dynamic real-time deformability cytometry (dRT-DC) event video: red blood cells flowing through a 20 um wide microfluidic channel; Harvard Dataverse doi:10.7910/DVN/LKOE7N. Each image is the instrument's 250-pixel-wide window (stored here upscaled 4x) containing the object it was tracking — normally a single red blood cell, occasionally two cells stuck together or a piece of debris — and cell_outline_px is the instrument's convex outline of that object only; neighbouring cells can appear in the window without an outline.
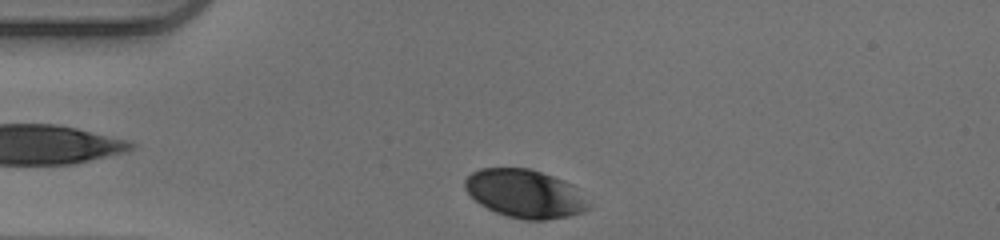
{"species": "human", "species_latin": "Homo sapiens", "temperature_condition": "warm", "stored_images_in_passage": 35, "camera_frame_rate_fps": 3000, "um_per_image_px": 0.085, "donor": {"sex": "male"}, "frame": {"image": 1, "passage_image": 1, "time_ms": 0.0, "image_size_px": [1000, 240], "cell_outline_px": [[588, 208], [584, 212], [568, 216], [544, 220], [524, 220], [508, 216], [496, 212], [480, 204], [464, 188], [464, 180], [472, 172], [480, 168], [528, 168], [564, 180], [572, 184], [576, 188], [588, 204]], "centroid_in_image_um": [44.6, 16.46], "position_along_channel_um": 40.4, "area_um2": 34.45}}
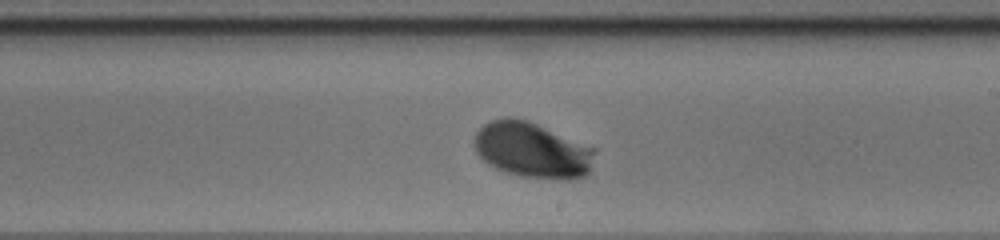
{"frame": {"image": 2, "passage_image": 19, "time_ms": 6.0, "image_size_px": [1000, 240], "cell_outline_px": [[596, 148], [588, 172], [584, 176], [572, 180], [556, 180], [520, 176], [496, 168], [488, 164], [476, 152], [472, 144], [472, 140], [476, 132], [484, 124], [492, 120], [504, 116], [512, 116], [528, 120]], "centroid_in_image_um": [45.21, 12.75], "position_along_channel_um": 243.8, "area_um2": 39.42}}
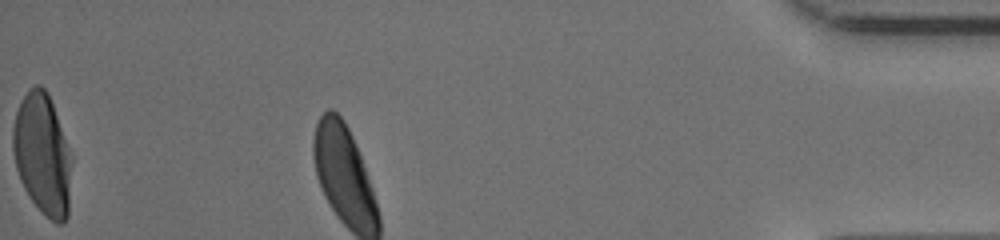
{"frame": {"image": 3, "passage_image": 35, "time_ms": 11.333, "image_size_px": [1000, 240], "cell_outline_px": [[72, 160], [68, 216], [60, 224], [56, 224], [28, 196], [20, 180], [16, 168], [12, 148], [12, 128], [16, 112], [20, 100], [28, 88], [36, 84], [40, 84], [48, 92], [72, 156]], "centroid_in_image_um": [3.6, 13.07], "position_along_channel_um": 431.6, "area_um2": 41.62}, "authors_computed_cell_mechanics": {"area_um2": 37.1076, "velocity_mm_per_s": 3.9308, "shape_relaxation_time_tau1_ms": 2.1915, "shape_relaxation_time_tau2_ms": null, "deformation_change_tau1": 0.1224, "deformation_change_tau2": null}}